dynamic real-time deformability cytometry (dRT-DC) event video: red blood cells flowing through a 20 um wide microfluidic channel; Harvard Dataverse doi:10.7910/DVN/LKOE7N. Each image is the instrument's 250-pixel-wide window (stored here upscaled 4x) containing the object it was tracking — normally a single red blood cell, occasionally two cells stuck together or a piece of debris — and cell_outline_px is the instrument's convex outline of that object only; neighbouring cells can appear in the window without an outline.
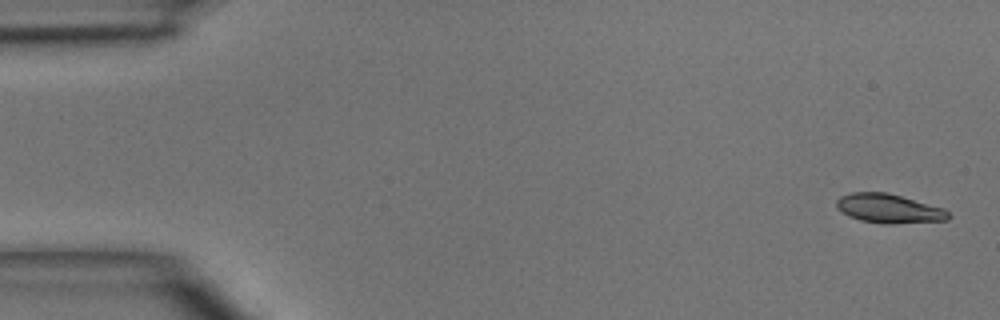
{"species": "common noctule bat (a hibernating species)", "species_latin": "Nyctalus noctula", "temperature_condition": "room temperature", "stored_images_in_passage": 5, "camera_frame_rate_fps": 3000, "um_per_image_px": 0.085, "animal": {"sex": "male", "body_mass_g": 15.6}, "frame": {"image": 1, "passage_image": 1, "time_ms": 0.0, "image_size_px": [1000, 320], "cell_outline_px": [[952, 216], [948, 220], [892, 224], [880, 224], [860, 220], [848, 216], [836, 208], [836, 200], [840, 196], [852, 192], [884, 192], [900, 196], [944, 208]], "centroid_in_image_um": [75.54, 17.74], "position_along_channel_um": 9.5, "area_um2": 19.07}}
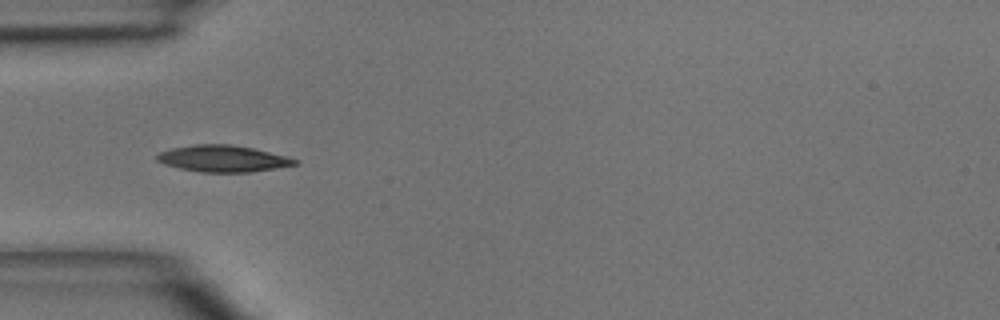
{"frame": {"image": 2, "passage_image": 4, "time_ms": 4.333, "image_size_px": [1000, 320], "cell_outline_px": [[300, 164], [276, 168], [248, 172], [200, 172], [180, 168], [164, 164], [156, 160], [156, 156], [160, 152], [172, 148], [196, 144], [232, 144], [252, 148], [288, 156], [300, 160]], "centroid_in_image_um": [18.99, 13.48], "position_along_channel_um": 66.0, "area_um2": 21.39}}
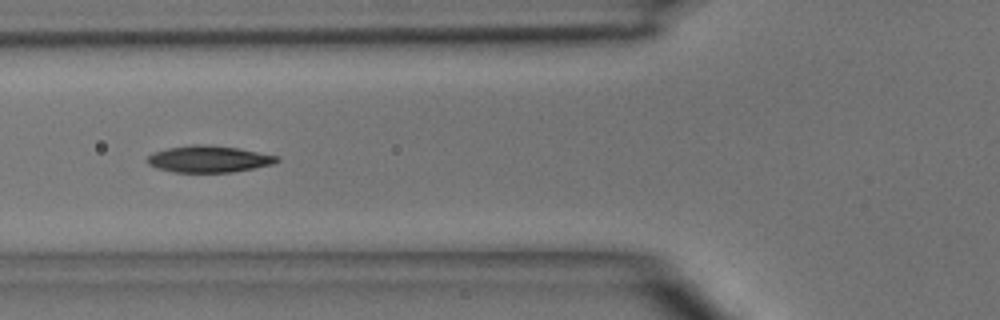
{"frame": {"image": 3, "passage_image": 5, "time_ms": 5.333, "image_size_px": [1000, 320], "cell_outline_px": [[280, 160], [272, 164], [232, 172], [172, 172], [156, 168], [148, 164], [144, 160], [152, 152], [168, 148], [192, 144], [208, 144], [236, 148], [280, 156]], "centroid_in_image_um": [17.69, 13.51], "position_along_channel_um": 108.1, "area_um2": 20.23}}